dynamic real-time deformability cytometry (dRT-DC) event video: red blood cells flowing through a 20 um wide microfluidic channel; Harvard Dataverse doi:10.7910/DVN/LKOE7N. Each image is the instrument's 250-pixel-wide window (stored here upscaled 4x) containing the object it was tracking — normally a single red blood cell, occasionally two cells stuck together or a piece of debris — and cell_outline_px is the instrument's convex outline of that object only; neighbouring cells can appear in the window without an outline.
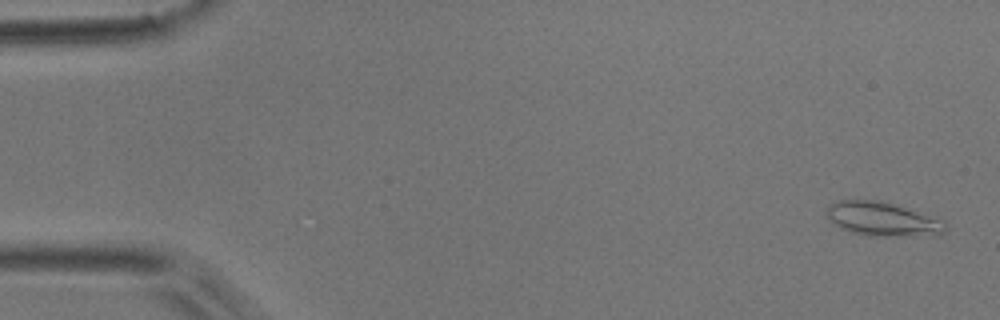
{"species": "common noctule bat (a hibernating species)", "species_latin": "Nyctalus noctula", "temperature_condition": "room temperature", "stored_images_in_passage": 5, "camera_frame_rate_fps": 3000, "um_per_image_px": 0.085, "animal": {"sex": "male", "body_mass_g": 17.9}, "frame": {"image": 1, "passage_image": 1, "time_ms": 0.0, "image_size_px": [1000, 320], "cell_outline_px": [[948, 228], [944, 232], [904, 236], [864, 236], [840, 228], [832, 224], [824, 212], [828, 204], [836, 200], [880, 200], [944, 220], [948, 224]], "centroid_in_image_um": [74.92, 18.61], "position_along_channel_um": 10.1, "area_um2": 23.58}}